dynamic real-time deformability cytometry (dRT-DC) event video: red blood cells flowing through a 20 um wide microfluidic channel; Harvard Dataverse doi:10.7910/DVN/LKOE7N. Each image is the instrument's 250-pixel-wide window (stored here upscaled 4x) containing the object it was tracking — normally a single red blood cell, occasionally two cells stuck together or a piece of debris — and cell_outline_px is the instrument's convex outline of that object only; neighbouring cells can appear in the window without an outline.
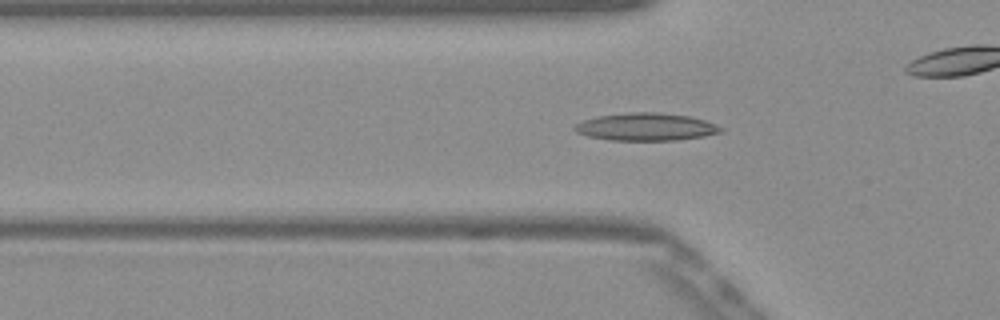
{"species": "Egyptian fruit bat (a non-hibernating species)", "species_latin": "Rousettus aegyptiacus", "temperature_condition": "warm", "stored_images_in_passage": 47, "camera_frame_rate_fps": 3000, "um_per_image_px": 0.085, "frame": {"image": 1, "passage_image": 11, "time_ms": 3.333, "image_size_px": [1000, 320], "cell_outline_px": [[724, 132], [704, 136], [676, 140], [612, 140], [588, 136], [576, 132], [572, 128], [576, 124], [584, 120], [596, 116], [632, 112], [660, 112], [688, 116], [704, 120], [716, 124], [724, 128]], "centroid_in_image_um": [54.93, 10.78], "position_along_channel_um": 70.9, "area_um2": 23.52}}
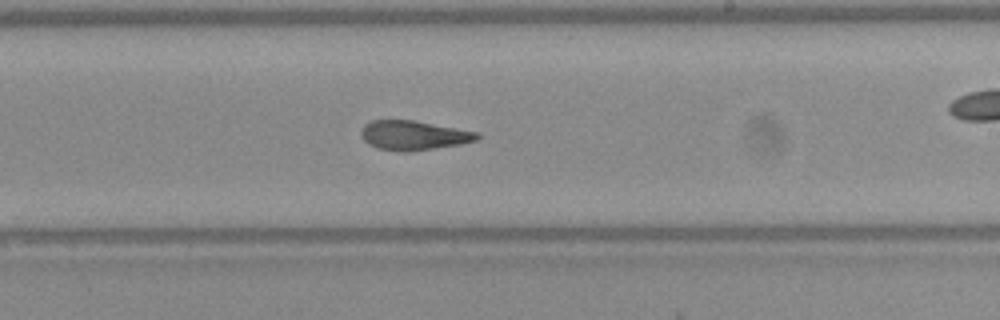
{"frame": {"image": 2, "passage_image": 25, "time_ms": 8.0, "image_size_px": [1000, 320], "cell_outline_px": [[480, 136], [476, 140], [460, 144], [408, 152], [396, 152], [376, 148], [368, 144], [364, 140], [360, 132], [364, 124], [372, 120], [416, 120], [480, 132]], "centroid_in_image_um": [35.15, 11.5], "position_along_channel_um": 253.9, "area_um2": 20.17}}
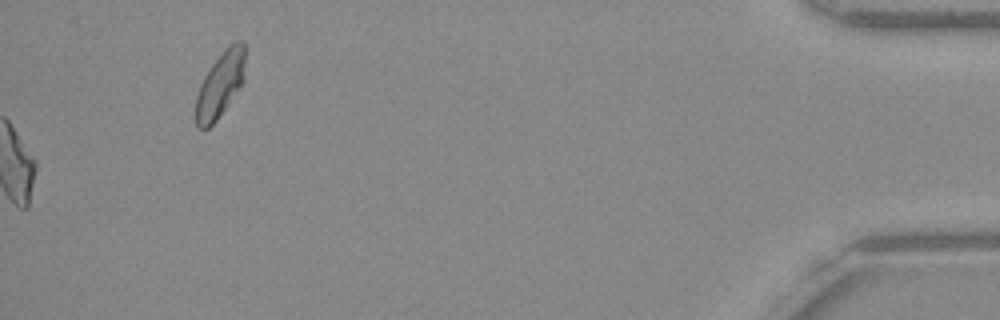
{"frame": {"image": 3, "passage_image": 47, "time_ms": 15.333, "image_size_px": [1000, 320], "cell_outline_px": [[244, 80], [240, 88], [216, 120], [208, 128], [200, 128], [196, 124], [196, 96], [200, 84], [204, 76], [212, 64], [224, 48], [228, 44], [236, 40], [244, 40]], "centroid_in_image_um": [18.73, 7.14], "position_along_channel_um": 416.5, "area_um2": 18.79}, "authors_computed_cell_mechanics": {"area_um2": 20.2878, "velocity_mm_per_s": 3.898, "shape_relaxation_time_tau1_ms": 8.7457, "shape_relaxation_time_tau2_ms": 2.4886, "deformation_change_tau1": 0.2479, "deformation_change_tau2": 0.1172}}